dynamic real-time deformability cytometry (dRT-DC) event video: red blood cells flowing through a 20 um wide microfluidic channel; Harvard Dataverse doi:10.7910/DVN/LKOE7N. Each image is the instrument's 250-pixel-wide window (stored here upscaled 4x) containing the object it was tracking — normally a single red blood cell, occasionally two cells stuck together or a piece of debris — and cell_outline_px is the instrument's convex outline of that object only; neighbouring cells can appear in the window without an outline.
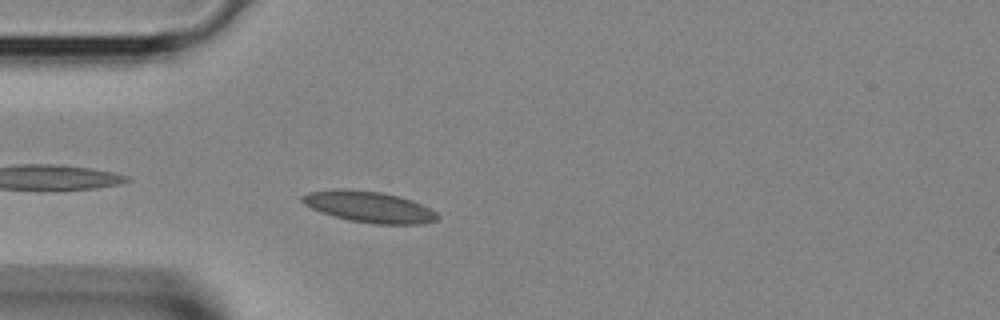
{"species": "Egyptian fruit bat (a non-hibernating species)", "species_latin": "Rousettus aegyptiacus", "temperature_condition": "room temperature", "stored_images_in_passage": 30, "camera_frame_rate_fps": 3000, "um_per_image_px": 0.085, "animal": {"sex": "female"}, "frame": {"image": 1, "passage_image": 2, "time_ms": 0.333, "image_size_px": [1000, 320], "cell_outline_px": [[440, 216], [436, 220], [420, 224], [376, 224], [348, 220], [312, 208], [304, 204], [300, 200], [300, 196], [308, 192], [344, 188], [380, 192], [412, 200], [436, 212]], "centroid_in_image_um": [31.36, 17.58], "position_along_channel_um": 53.6, "area_um2": 24.22}}
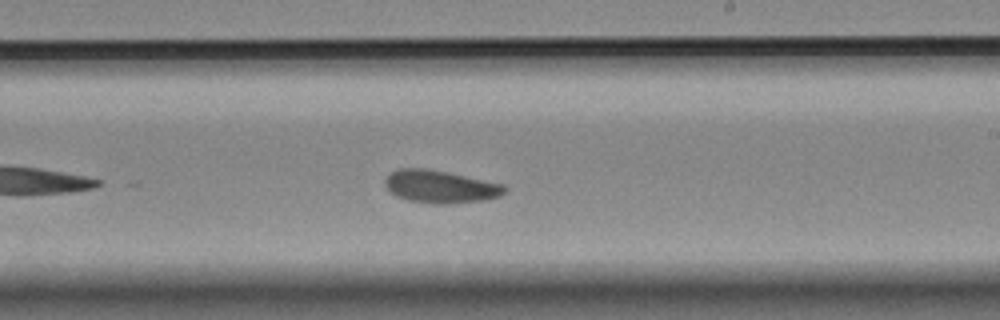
{"frame": {"image": 2, "passage_image": 14, "time_ms": 4.333, "image_size_px": [1000, 320], "cell_outline_px": [[508, 188], [500, 196], [484, 200], [448, 204], [432, 204], [408, 200], [396, 196], [384, 184], [384, 180], [396, 168], [424, 168], [448, 172], [504, 184]], "centroid_in_image_um": [37.44, 15.86], "position_along_channel_um": 251.6, "area_um2": 22.83}}
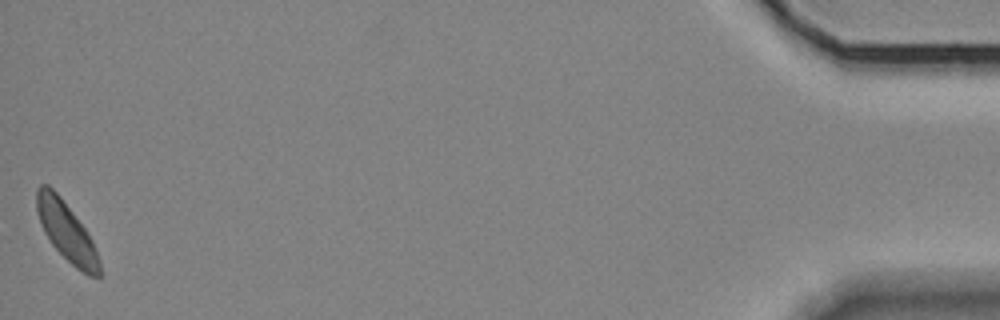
{"frame": {"image": 3, "passage_image": 30, "time_ms": 9.667, "image_size_px": [1000, 320], "cell_outline_px": [[104, 276], [100, 280], [88, 276], [76, 268], [52, 244], [44, 232], [40, 224], [36, 212], [36, 188], [40, 184], [48, 184], [60, 196], [84, 228], [92, 240], [100, 260]], "centroid_in_image_um": [5.68, 19.74], "position_along_channel_um": 429.5, "area_um2": 21.79}}